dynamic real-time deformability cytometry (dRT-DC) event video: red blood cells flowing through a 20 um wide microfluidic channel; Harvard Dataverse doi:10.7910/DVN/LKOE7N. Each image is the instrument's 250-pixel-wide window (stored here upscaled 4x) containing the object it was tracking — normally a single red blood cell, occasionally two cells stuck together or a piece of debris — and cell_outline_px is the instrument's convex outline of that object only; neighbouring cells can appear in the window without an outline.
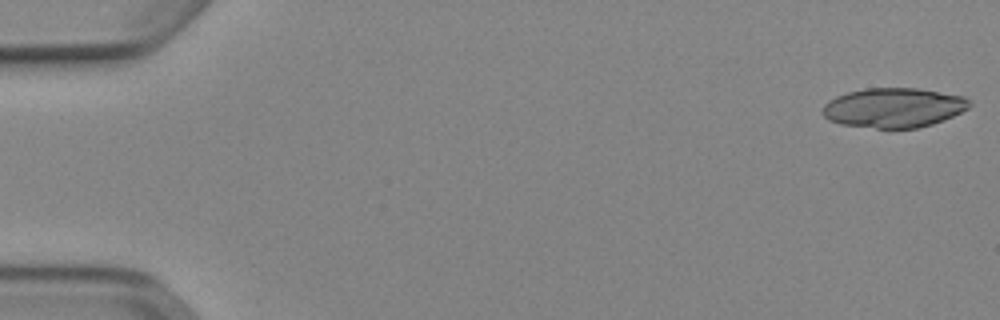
{"species": "Egyptian fruit bat (a non-hibernating species)", "species_latin": "Rousettus aegyptiacus", "temperature_condition": "cold", "stored_images_in_passage": 51, "segment_of_instrument_passage": [1, 2], "camera_frame_rate_fps": 3000, "um_per_image_px": 0.085, "animal": {"sex": "female"}, "frame": {"image": 1, "passage_image": 1, "time_ms": 0.0, "image_size_px": [1000, 320], "cell_outline_px": [[972, 104], [968, 108], [944, 120], [932, 124], [916, 128], [876, 128], [840, 124], [828, 120], [820, 112], [824, 104], [828, 100], [836, 96], [848, 92], [868, 88], [916, 88], [964, 96], [972, 100]], "centroid_in_image_um": [75.95, 9.15], "position_along_channel_um": 9.1, "area_um2": 34.04}}